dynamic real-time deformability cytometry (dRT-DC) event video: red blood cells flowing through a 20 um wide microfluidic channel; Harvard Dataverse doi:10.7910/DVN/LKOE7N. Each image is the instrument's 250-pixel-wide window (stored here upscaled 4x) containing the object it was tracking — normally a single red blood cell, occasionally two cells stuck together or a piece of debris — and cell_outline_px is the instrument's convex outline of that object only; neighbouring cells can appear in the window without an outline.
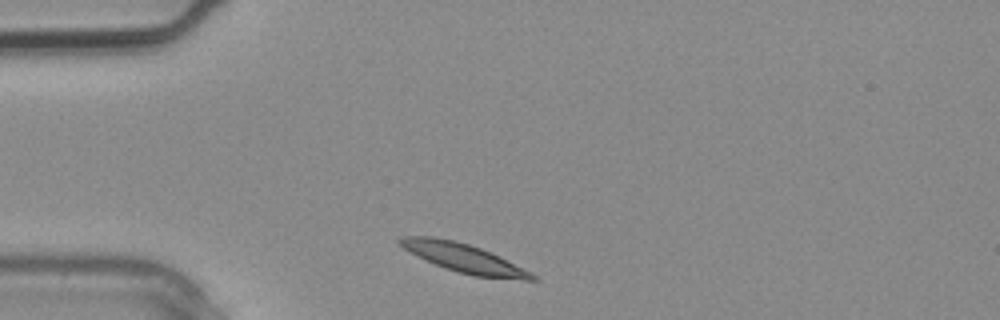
{"species": "common noctule bat (a hibernating species)", "species_latin": "Nyctalus noctula", "temperature_condition": "warm", "stored_images_in_passage": 1, "camera_frame_rate_fps": 3000, "um_per_image_px": 0.085, "animal": {"sex": "male", "body_mass_g": 20.4}, "frame": {"image": 1, "passage_image": 1, "time_ms": 0.0, "image_size_px": [1000, 320], "cell_outline_px": [[540, 280], [524, 280], [472, 276], [444, 268], [404, 248], [396, 240], [400, 236], [432, 236], [452, 240], [468, 244], [480, 248], [500, 256], [532, 272]], "centroid_in_image_um": [39.49, 21.94], "position_along_channel_um": 45.5, "area_um2": 21.96}}